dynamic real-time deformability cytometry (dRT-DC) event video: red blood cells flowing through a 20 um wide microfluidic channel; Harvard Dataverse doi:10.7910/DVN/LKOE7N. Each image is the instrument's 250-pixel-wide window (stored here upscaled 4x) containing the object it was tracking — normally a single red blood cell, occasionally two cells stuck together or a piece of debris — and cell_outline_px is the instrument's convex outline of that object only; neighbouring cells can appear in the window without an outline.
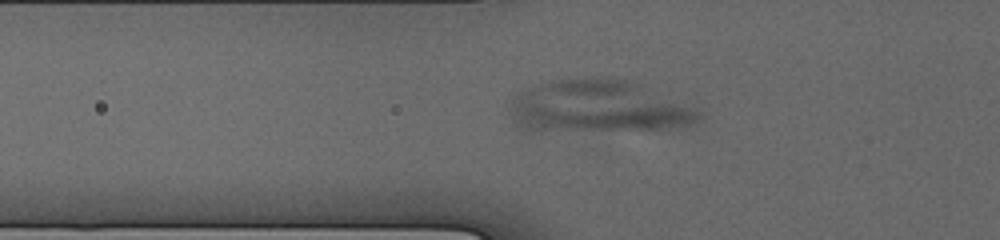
{"species": "human", "species_latin": "Homo sapiens", "temperature_condition": "cold", "stored_images_in_passage": 18, "camera_frame_rate_fps": 3000, "um_per_image_px": 0.085, "donor": {"sex": "male"}, "frame": {"image": 1, "passage_image": 6, "time_ms": 2.667, "image_size_px": [1000, 240], "cell_outline_px": [[704, 116], [700, 124], [680, 128], [540, 132], [524, 132], [516, 128], [508, 112], [508, 104], [516, 92], [552, 80], [624, 80], [636, 84], [696, 108]], "centroid_in_image_um": [50.76, 9.15], "position_along_channel_um": 75.0, "area_um2": 58.03}}